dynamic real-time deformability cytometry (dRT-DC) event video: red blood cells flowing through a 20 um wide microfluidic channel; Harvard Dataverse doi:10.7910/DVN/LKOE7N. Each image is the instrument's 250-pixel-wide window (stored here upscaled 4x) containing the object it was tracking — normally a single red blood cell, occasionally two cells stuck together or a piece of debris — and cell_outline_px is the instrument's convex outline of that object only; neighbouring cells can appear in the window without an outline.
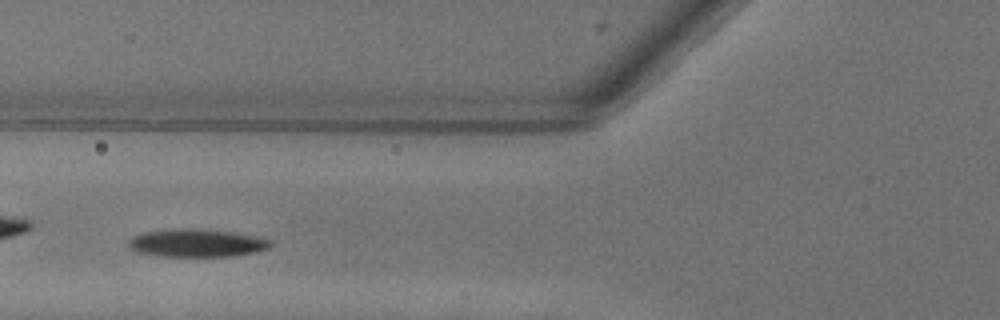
{"species": "common noctule bat (a hibernating species)", "species_latin": "Nyctalus noctula", "temperature_condition": "warm", "stored_images_in_passage": 34, "camera_frame_rate_fps": 3000, "um_per_image_px": 0.085, "animal": {"sex": "female"}, "frame": {"image": 1, "passage_image": 6, "time_ms": 1.667, "image_size_px": [1000, 320], "cell_outline_px": [[272, 244], [268, 248], [256, 252], [232, 256], [160, 256], [136, 252], [128, 248], [128, 240], [132, 236], [144, 232], [168, 228], [196, 228], [232, 232], [272, 240]], "centroid_in_image_um": [16.65, 20.65], "position_along_channel_um": 109.1, "area_um2": 23.29}}
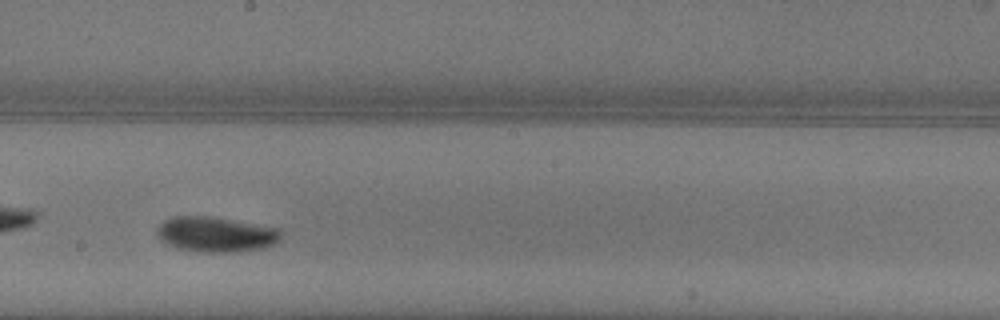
{"frame": {"image": 2, "passage_image": 15, "time_ms": 4.667, "image_size_px": [1000, 320], "cell_outline_px": [[280, 240], [272, 244], [260, 248], [228, 252], [196, 252], [180, 248], [168, 244], [160, 240], [156, 236], [156, 228], [164, 220], [176, 216], [212, 216], [280, 228]], "centroid_in_image_um": [18.31, 19.9], "position_along_channel_um": 229.9, "area_um2": 25.37}, "authors_computed_cell_mechanics": {"area_um2": 23.2356, "velocity_mm_per_s": 4.0334, "shape_relaxation_time_tau1_ms": 2.9827, "shape_relaxation_time_tau2_ms": null, "deformation_change_tau1": 0.1598, "deformation_change_tau2": null}}